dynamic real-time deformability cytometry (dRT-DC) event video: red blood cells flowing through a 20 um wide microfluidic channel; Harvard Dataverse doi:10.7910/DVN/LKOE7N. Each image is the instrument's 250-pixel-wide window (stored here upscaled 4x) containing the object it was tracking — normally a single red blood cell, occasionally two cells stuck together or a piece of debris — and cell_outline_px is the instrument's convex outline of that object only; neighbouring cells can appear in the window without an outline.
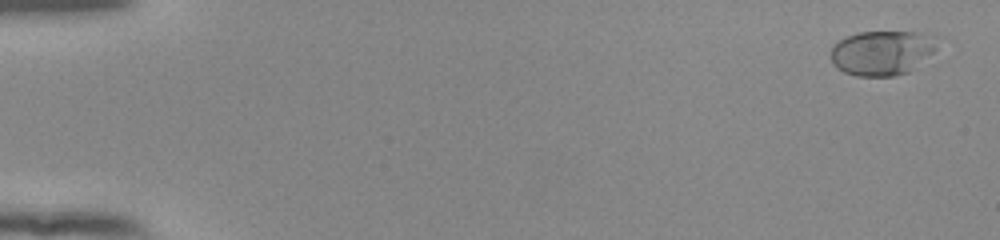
{"species": "human", "species_latin": "Homo sapiens", "temperature_condition": "room temperature", "stored_images_in_passage": 54, "camera_frame_rate_fps": 3000, "um_per_image_px": 0.085, "donor": {"sex": "female"}, "frame": {"image": 1, "passage_image": 2, "time_ms": 0.333, "image_size_px": [1000, 240], "cell_outline_px": [[940, 36], [936, 48], [916, 68], [908, 72], [896, 76], [856, 76], [844, 72], [836, 68], [832, 64], [832, 44], [848, 36], [860, 32], [932, 32]], "centroid_in_image_um": [75.04, 4.47], "position_along_channel_um": 10.0, "area_um2": 28.21}}
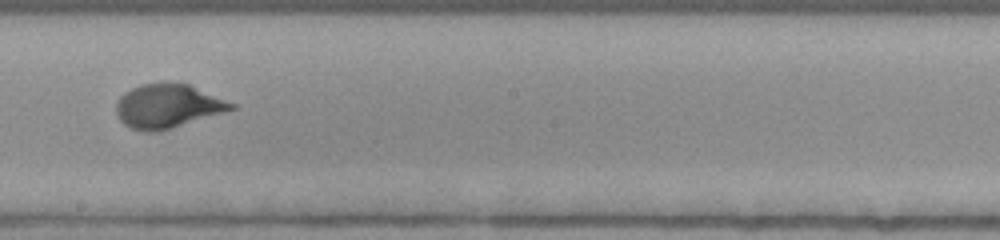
{"frame": {"image": 2, "passage_image": 32, "time_ms": 10.333, "image_size_px": [1000, 240], "cell_outline_px": [[236, 108], [224, 112], [160, 132], [144, 132], [128, 128], [120, 120], [116, 112], [116, 100], [124, 92], [140, 84], [172, 80], [188, 84], [236, 104]], "centroid_in_image_um": [14.21, 9.0], "position_along_channel_um": 234.0, "area_um2": 30.0}}
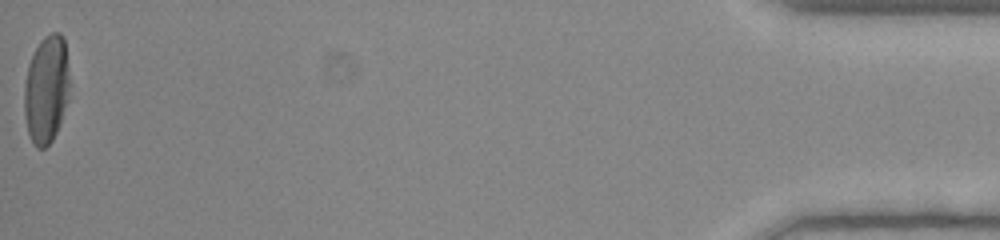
{"frame": {"image": 3, "passage_image": 54, "time_ms": 17.667, "image_size_px": [1000, 240], "cell_outline_px": [[68, 100], [60, 124], [52, 140], [44, 148], [36, 148], [28, 132], [24, 112], [24, 84], [28, 64], [40, 40], [44, 36], [52, 32], [60, 32], [64, 36], [68, 68]], "centroid_in_image_um": [3.94, 7.57], "position_along_channel_um": 431.3, "area_um2": 28.55}, "authors_computed_cell_mechanics": {"area_um2": 28.1775, "velocity_mm_per_s": 3.9168, "shape_relaxation_time_tau1_ms": 3.6776, "shape_relaxation_time_tau2_ms": null, "deformation_change_tau1": 0.2068, "deformation_change_tau2": null}}